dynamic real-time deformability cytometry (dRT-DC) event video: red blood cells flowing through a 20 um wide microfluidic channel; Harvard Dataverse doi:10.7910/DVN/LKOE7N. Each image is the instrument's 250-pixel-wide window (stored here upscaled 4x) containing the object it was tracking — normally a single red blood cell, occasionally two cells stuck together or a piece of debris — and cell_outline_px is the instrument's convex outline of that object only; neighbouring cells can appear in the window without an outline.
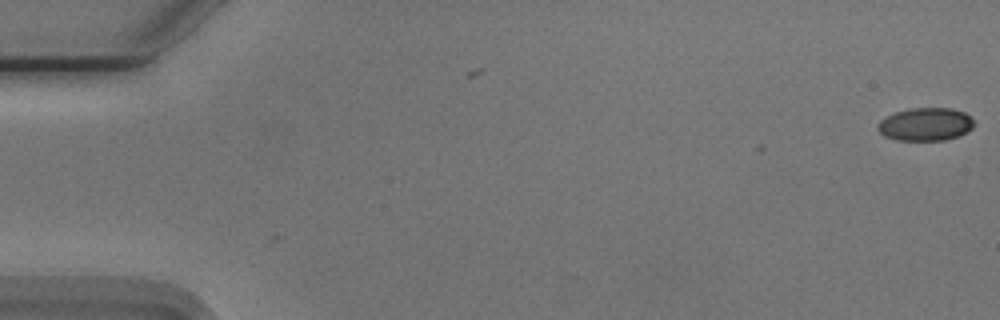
{"species": "Egyptian fruit bat (a non-hibernating species)", "species_latin": "Rousettus aegyptiacus", "temperature_condition": "cold", "stored_images_in_passage": 3, "camera_frame_rate_fps": 3000, "um_per_image_px": 0.085, "animal": {"sex": "male"}, "frame": {"image": 1, "passage_image": 1, "time_ms": 0.0, "image_size_px": [1000, 320], "cell_outline_px": [[976, 124], [968, 132], [944, 140], [896, 140], [884, 136], [876, 128], [876, 124], [880, 120], [896, 112], [908, 108], [952, 108], [964, 112], [972, 116]], "centroid_in_image_um": [78.69, 10.56], "position_along_channel_um": 6.3, "area_um2": 18.73}}